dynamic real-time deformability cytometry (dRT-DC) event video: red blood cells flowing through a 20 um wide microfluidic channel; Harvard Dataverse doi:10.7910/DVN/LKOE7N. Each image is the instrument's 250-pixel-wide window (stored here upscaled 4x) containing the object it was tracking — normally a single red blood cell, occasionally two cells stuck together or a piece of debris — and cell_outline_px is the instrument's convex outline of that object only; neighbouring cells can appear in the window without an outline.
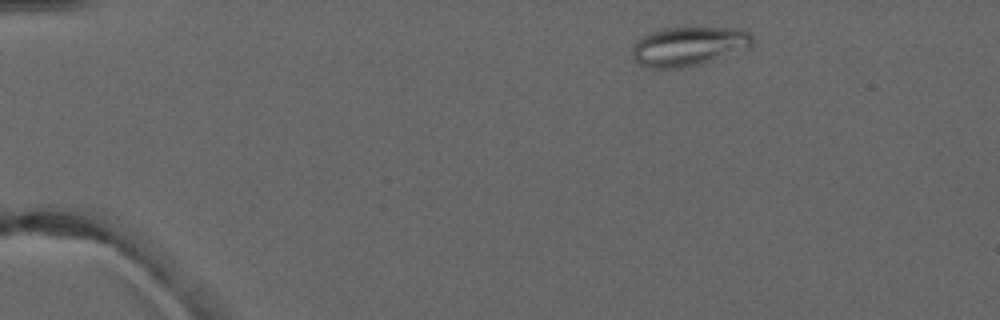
{"species": "common noctule bat (a hibernating species)", "species_latin": "Nyctalus noctula", "temperature_condition": "warm", "stored_images_in_passage": 3, "camera_frame_rate_fps": 3000, "um_per_image_px": 0.085, "animal": {"sex": "male", "forearm_length_mm": 52.5}, "frame": {"image": 1, "passage_image": 1, "time_ms": 0.0, "image_size_px": [1000, 320], "cell_outline_px": [[752, 48], [704, 64], [684, 68], [652, 68], [640, 64], [632, 56], [632, 48], [636, 40], [640, 36], [664, 28], [740, 28], [748, 32], [752, 36]], "centroid_in_image_um": [58.57, 3.95], "position_along_channel_um": 26.4, "area_um2": 27.86}}